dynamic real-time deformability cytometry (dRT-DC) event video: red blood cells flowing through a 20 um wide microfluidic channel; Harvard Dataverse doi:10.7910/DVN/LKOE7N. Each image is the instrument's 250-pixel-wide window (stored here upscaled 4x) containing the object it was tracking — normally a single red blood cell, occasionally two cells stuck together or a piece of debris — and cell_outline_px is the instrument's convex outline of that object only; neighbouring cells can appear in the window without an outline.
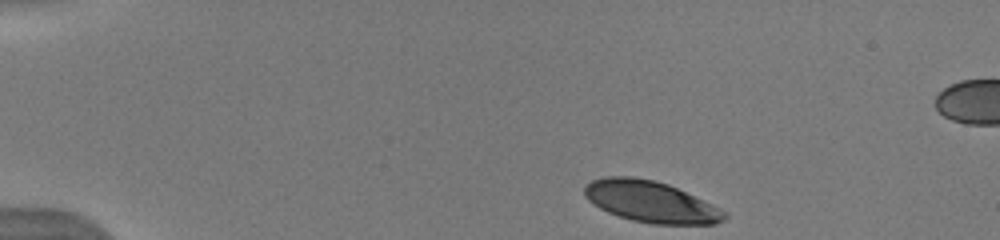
{"species": "human", "species_latin": "Homo sapiens", "temperature_condition": "warm", "stored_images_in_passage": 44, "camera_frame_rate_fps": 3000, "um_per_image_px": 0.085, "donor": {"sex": "male"}, "frame": {"image": 1, "passage_image": 1, "time_ms": 0.0, "image_size_px": [1000, 240], "cell_outline_px": [[728, 216], [724, 220], [716, 224], [652, 224], [632, 220], [608, 212], [592, 204], [584, 196], [584, 188], [592, 180], [604, 176], [632, 176], [652, 180], [668, 184], [720, 208], [728, 212]], "centroid_in_image_um": [55.31, 17.15], "position_along_channel_um": 29.7, "area_um2": 33.64}, "authors_computed_cell_mechanics": {"area_um2": 36.6452, "velocity_mm_per_s": 3.9223, "shape_relaxation_time_tau1_ms": 2.2188, "shape_relaxation_time_tau2_ms": 2.1456, "deformation_change_tau1": 0.1272, "deformation_change_tau2": 0.0733}}